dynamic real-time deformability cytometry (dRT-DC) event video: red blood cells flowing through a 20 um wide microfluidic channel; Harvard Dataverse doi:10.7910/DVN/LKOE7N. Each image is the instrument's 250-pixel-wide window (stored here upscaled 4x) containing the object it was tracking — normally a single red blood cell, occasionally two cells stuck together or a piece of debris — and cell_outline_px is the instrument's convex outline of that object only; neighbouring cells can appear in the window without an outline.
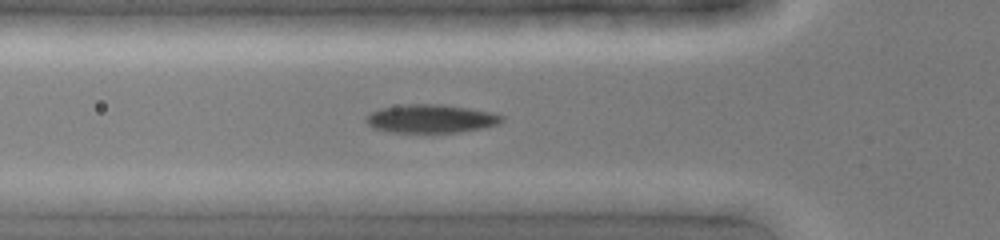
{"species": "common noctule bat (a hibernating species)", "species_latin": "Nyctalus noctula", "temperature_condition": "cold", "stored_images_in_passage": 6, "camera_frame_rate_fps": 3000, "um_per_image_px": 0.085, "animal": {"sex": "female", "body_mass_g": 19.0, "forearm_length_mm": 51.5}, "frame": {"image": 1, "passage_image": 2, "time_ms": 0.333, "image_size_px": [1000, 240], "cell_outline_px": [[504, 120], [500, 124], [480, 128], [456, 132], [392, 132], [372, 128], [364, 120], [372, 112], [380, 108], [404, 104], [440, 104], [468, 108], [492, 112], [504, 116]], "centroid_in_image_um": [36.63, 10.08], "position_along_channel_um": 89.2, "area_um2": 22.37}}